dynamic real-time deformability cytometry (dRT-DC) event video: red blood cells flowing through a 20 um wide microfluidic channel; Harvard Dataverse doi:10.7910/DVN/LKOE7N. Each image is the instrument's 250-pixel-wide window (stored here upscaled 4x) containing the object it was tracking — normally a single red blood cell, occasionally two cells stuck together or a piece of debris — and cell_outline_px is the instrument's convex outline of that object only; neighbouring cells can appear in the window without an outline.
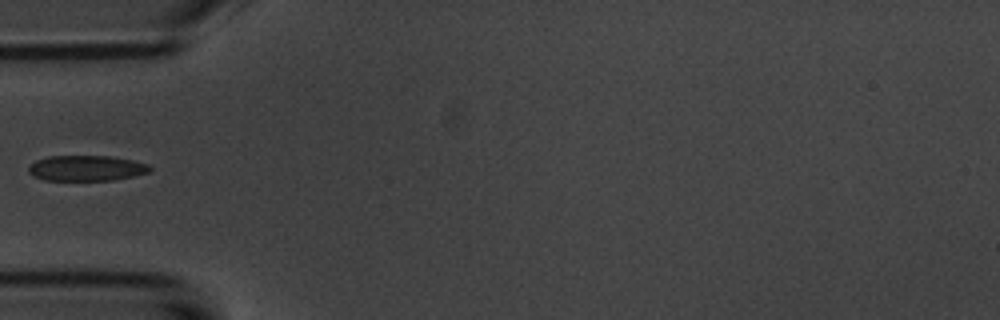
{"species": "common noctule bat (a hibernating species)", "species_latin": "Nyctalus noctula", "temperature_condition": "room temperature", "stored_images_in_passage": 1, "camera_frame_rate_fps": 3000, "um_per_image_px": 0.085, "animal": {"sex": "male", "body_mass_g": 20.1, "forearm_length_mm": 53.5}, "frame": {"image": 1, "passage_image": 1, "time_ms": 0.0, "image_size_px": [1000, 320], "cell_outline_px": [[152, 168], [148, 172], [132, 176], [112, 180], [44, 180], [28, 172], [28, 168], [36, 160], [48, 156], [108, 156], [132, 160], [148, 164]], "centroid_in_image_um": [7.34, 14.29], "position_along_channel_um": 77.7, "area_um2": 17.8}}